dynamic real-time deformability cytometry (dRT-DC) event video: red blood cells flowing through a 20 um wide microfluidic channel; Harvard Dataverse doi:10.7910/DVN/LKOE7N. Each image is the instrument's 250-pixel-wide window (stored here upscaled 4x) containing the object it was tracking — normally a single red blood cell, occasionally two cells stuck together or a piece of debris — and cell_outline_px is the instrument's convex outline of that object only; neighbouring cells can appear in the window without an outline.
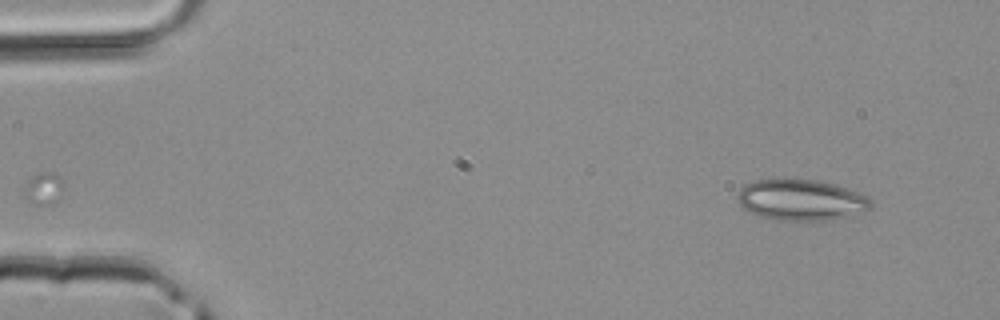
{"species": "common noctule bat (a hibernating species)", "species_latin": "Nyctalus noctula", "temperature_condition": "room temperature", "stored_images_in_passage": 2, "camera_frame_rate_fps": 3000, "um_per_image_px": 0.085, "animal": {"sex": "male", "body_mass_g": 20.4}, "frame": {"image": 1, "passage_image": 2, "time_ms": 0.333, "image_size_px": [1000, 320], "cell_outline_px": [[872, 208], [832, 220], [776, 220], [752, 212], [744, 208], [736, 200], [736, 196], [740, 188], [744, 184], [752, 180], [772, 176], [816, 180], [836, 184], [848, 188], [868, 196], [872, 200]], "centroid_in_image_um": [68.05, 16.93], "position_along_channel_um": 17.0, "area_um2": 32.6}}